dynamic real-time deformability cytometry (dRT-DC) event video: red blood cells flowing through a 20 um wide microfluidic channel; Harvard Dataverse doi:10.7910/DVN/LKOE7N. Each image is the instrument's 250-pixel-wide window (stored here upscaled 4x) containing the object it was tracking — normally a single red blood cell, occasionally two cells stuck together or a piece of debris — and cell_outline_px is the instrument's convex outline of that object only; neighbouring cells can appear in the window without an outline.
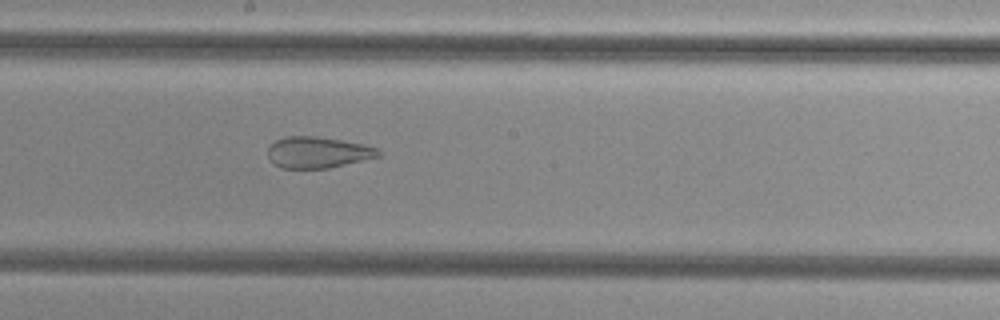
{"species": "common noctule bat (a hibernating species)", "species_latin": "Nyctalus noctula", "temperature_condition": "cold", "stored_images_in_passage": 41, "camera_frame_rate_fps": 3000, "um_per_image_px": 0.085, "animal": {"sex": "female", "body_mass_g": 29.2, "forearm_length_mm": 56.3}, "frame": {"image": 1, "passage_image": 17, "time_ms": 5.333, "image_size_px": [1000, 320], "cell_outline_px": [[380, 156], [328, 168], [280, 168], [272, 164], [268, 156], [268, 148], [276, 140], [284, 136], [316, 136], [364, 144], [376, 148], [380, 152]], "centroid_in_image_um": [26.97, 12.95], "position_along_channel_um": 221.2, "area_um2": 20.06}}
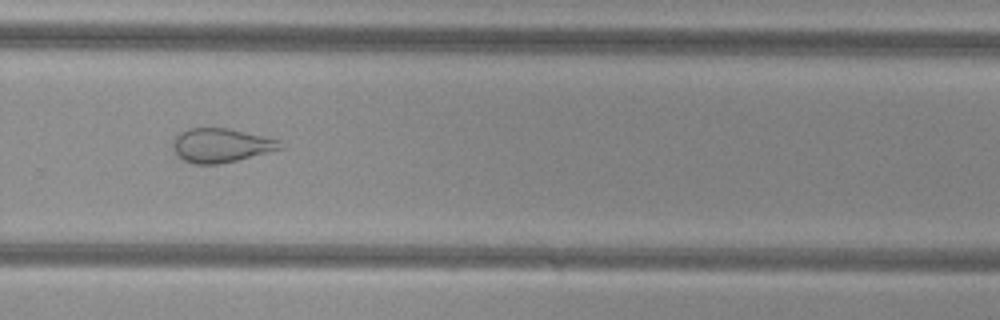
{"frame": {"image": 2, "passage_image": 24, "time_ms": 7.667, "image_size_px": [1000, 320], "cell_outline_px": [[284, 148], [220, 164], [192, 164], [176, 156], [172, 144], [176, 136], [180, 132], [188, 128], [228, 128], [264, 136], [280, 140]], "centroid_in_image_um": [18.77, 12.35], "position_along_channel_um": 311.0, "area_um2": 21.27}}
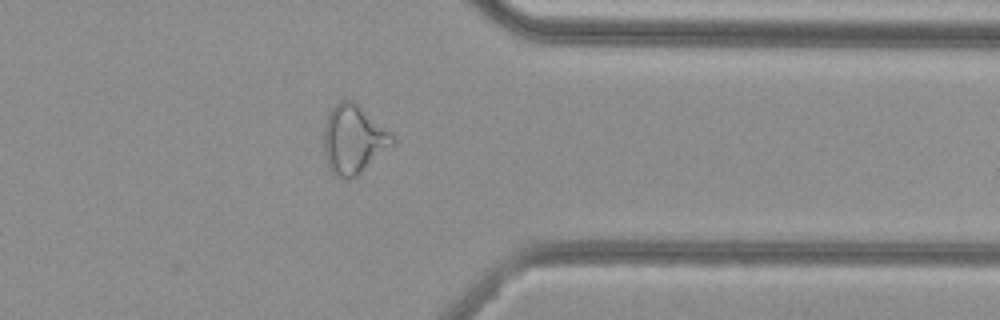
{"frame": {"image": 3, "passage_image": 30, "time_ms": 9.667, "image_size_px": [1000, 320], "cell_outline_px": [[396, 144], [356, 176], [336, 176], [328, 168], [324, 152], [324, 124], [332, 108], [340, 100], [352, 100], [388, 132], [396, 140]], "centroid_in_image_um": [30.03, 11.86], "position_along_channel_um": 381.4, "area_um2": 26.82}, "authors_computed_cell_mechanics": {"area_um2": 26.0678, "velocity_mm_per_s": 3.855, "shape_relaxation_time_tau1_ms": null, "shape_relaxation_time_tau2_ms": 2.033, "deformation_change_tau1": null, "deformation_change_tau2": 0.1094}}